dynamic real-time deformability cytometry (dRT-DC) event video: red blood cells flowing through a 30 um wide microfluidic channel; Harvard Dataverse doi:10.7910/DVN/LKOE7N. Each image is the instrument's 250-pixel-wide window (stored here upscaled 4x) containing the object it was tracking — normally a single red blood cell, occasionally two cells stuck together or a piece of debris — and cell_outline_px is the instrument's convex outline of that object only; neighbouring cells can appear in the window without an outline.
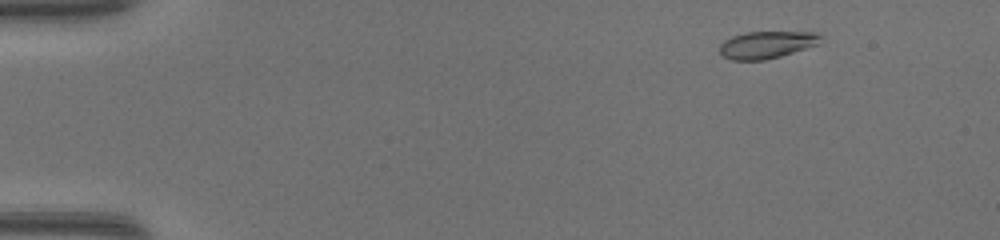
{"species": "common noctule bat (a hibernating species)", "species_latin": "Nyctalus noctula", "temperature_condition": "warm", "stored_images_in_passage": 47, "camera_frame_rate_fps": 3000, "um_per_image_px": 0.085, "animal": {"sex": "female", "body_mass_g": 17.0, "forearm_length_mm": 48.0}, "frame": {"image": 1, "passage_image": 4, "time_ms": 1.0, "image_size_px": [1000, 240], "cell_outline_px": [[820, 44], [780, 56], [764, 60], [732, 60], [724, 56], [720, 52], [720, 44], [724, 40], [732, 36], [748, 32], [816, 32], [820, 36]], "centroid_in_image_um": [65.17, 3.8], "position_along_channel_um": 19.8, "area_um2": 15.9}}
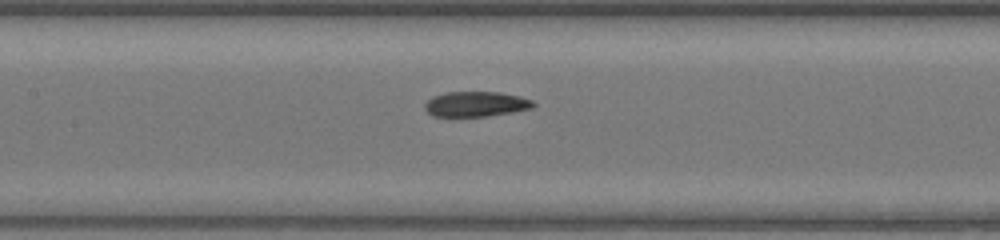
{"frame": {"image": 2, "passage_image": 22, "time_ms": 7.0, "image_size_px": [1000, 240], "cell_outline_px": [[536, 104], [532, 108], [512, 112], [484, 116], [432, 116], [424, 108], [424, 104], [432, 96], [444, 92], [500, 92], [520, 96], [532, 100]], "centroid_in_image_um": [40.44, 8.83], "position_along_channel_um": 167.0, "area_um2": 15.9}}
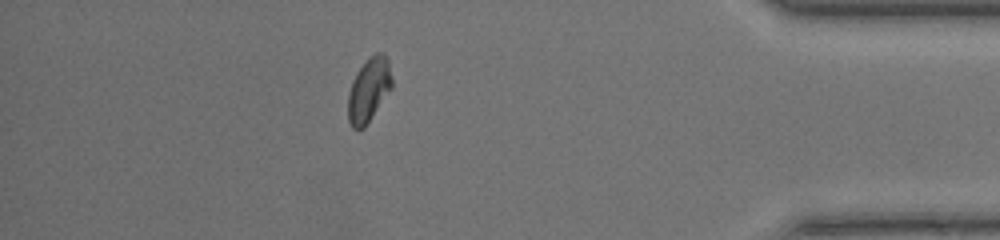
{"frame": {"image": 3, "passage_image": 41, "time_ms": 13.333, "image_size_px": [1000, 240], "cell_outline_px": [[392, 88], [364, 128], [352, 128], [348, 120], [348, 92], [352, 80], [356, 72], [368, 56], [376, 52], [384, 52], [388, 60], [392, 76]], "centroid_in_image_um": [31.35, 7.59], "position_along_channel_um": 403.9, "area_um2": 16.59}, "authors_computed_cell_mechanics": {"area_um2": 16.184, "velocity_mm_per_s": 4.3641, "shape_relaxation_time_tau1_ms": 8.9866, "shape_relaxation_time_tau2_ms": 1.501, "deformation_change_tau1": 0.2231, "deformation_change_tau2": 0.0503}}